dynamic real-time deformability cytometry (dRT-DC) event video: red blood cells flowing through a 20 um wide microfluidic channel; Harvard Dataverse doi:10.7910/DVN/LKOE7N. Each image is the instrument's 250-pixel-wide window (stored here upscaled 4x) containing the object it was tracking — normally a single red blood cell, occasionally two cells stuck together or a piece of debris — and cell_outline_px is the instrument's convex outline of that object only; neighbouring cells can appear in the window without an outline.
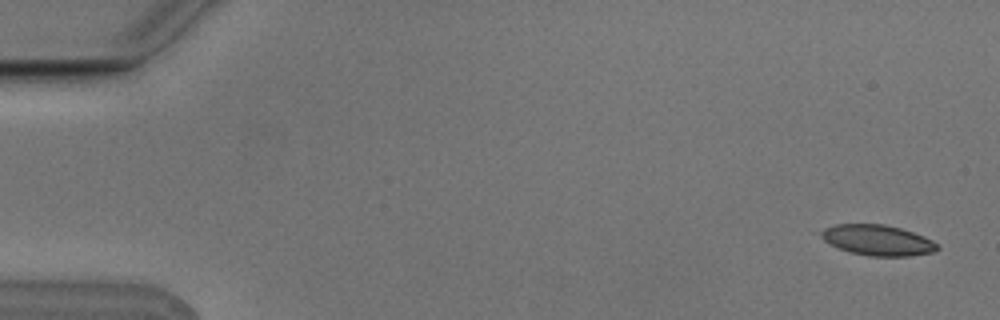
{"species": "Egyptian fruit bat (a non-hibernating species)", "species_latin": "Rousettus aegyptiacus", "temperature_condition": "cold", "stored_images_in_passage": 4, "camera_frame_rate_fps": 3000, "um_per_image_px": 0.085, "animal": {"sex": "male"}, "frame": {"image": 1, "passage_image": 1, "time_ms": 0.0, "image_size_px": [1000, 320], "cell_outline_px": [[940, 248], [936, 252], [908, 256], [868, 256], [852, 252], [840, 248], [824, 240], [812, 232], [836, 224], [884, 224], [900, 228], [924, 236], [932, 240]], "centroid_in_image_um": [74.55, 20.4], "position_along_channel_um": 10.4, "area_um2": 20.87}}